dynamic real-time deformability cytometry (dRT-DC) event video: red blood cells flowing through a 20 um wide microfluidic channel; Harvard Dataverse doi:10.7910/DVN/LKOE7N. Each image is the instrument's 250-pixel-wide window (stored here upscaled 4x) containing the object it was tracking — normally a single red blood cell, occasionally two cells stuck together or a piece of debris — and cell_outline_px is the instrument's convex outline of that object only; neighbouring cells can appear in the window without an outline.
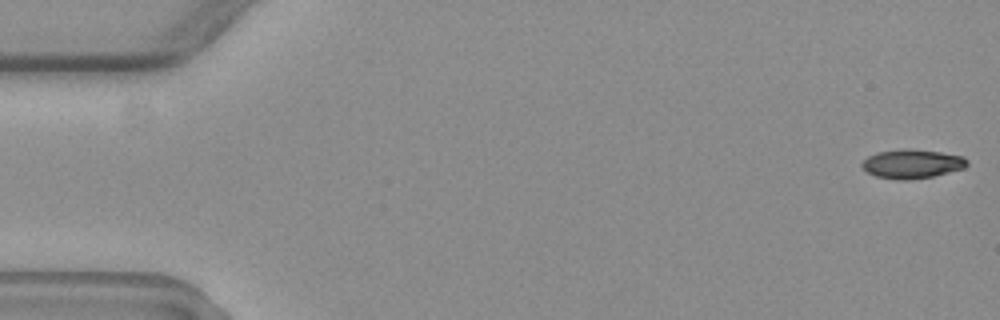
{"species": "common noctule bat (a hibernating species)", "species_latin": "Nyctalus noctula", "temperature_condition": "warm", "stored_images_in_passage": 27, "camera_frame_rate_fps": 3000, "um_per_image_px": 0.085, "animal": {"sex": "female", "body_mass_g": 19.3, "forearm_length_mm": 54.1}, "frame": {"image": 1, "passage_image": 1, "time_ms": 0.0, "image_size_px": [1000, 320], "cell_outline_px": [[968, 164], [964, 168], [932, 176], [908, 180], [900, 180], [876, 176], [868, 172], [860, 164], [868, 156], [876, 152], [900, 148], [908, 148], [940, 152], [964, 156], [968, 160]], "centroid_in_image_um": [77.52, 13.91], "position_along_channel_um": 7.5, "area_um2": 17.8}}
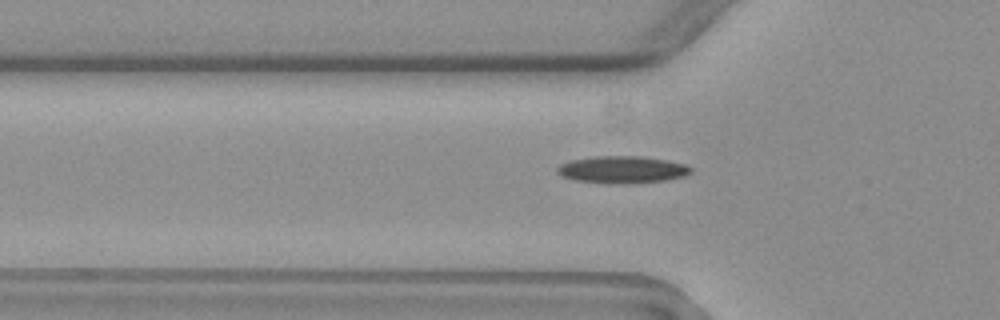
{"frame": {"image": 2, "passage_image": 19, "time_ms": 6.0, "image_size_px": [1000, 320], "cell_outline_px": [[692, 172], [684, 176], [664, 180], [632, 184], [608, 184], [576, 180], [560, 176], [556, 172], [556, 168], [560, 164], [572, 160], [592, 156], [644, 156], [668, 160], [684, 164], [692, 168]], "centroid_in_image_um": [52.87, 14.42], "position_along_channel_um": 72.9, "area_um2": 21.44}}